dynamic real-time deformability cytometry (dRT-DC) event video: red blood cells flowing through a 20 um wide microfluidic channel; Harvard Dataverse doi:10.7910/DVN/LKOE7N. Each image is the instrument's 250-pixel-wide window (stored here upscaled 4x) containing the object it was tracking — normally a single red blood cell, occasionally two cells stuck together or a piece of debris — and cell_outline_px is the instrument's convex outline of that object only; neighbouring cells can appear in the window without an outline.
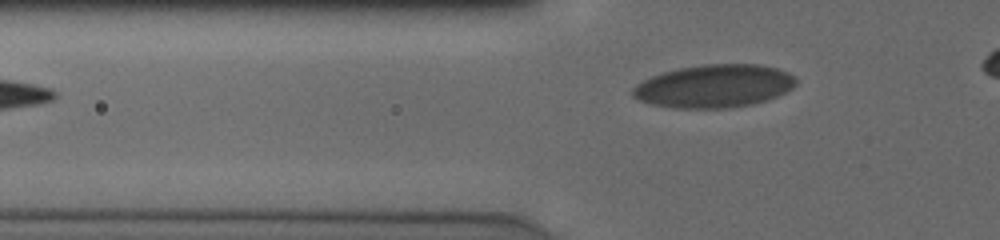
{"species": "human", "species_latin": "Homo sapiens", "temperature_condition": "cold", "stored_images_in_passage": 32, "camera_frame_rate_fps": 3000, "um_per_image_px": 0.085, "donor": {"sex": "male"}, "frame": {"image": 1, "passage_image": 4, "time_ms": 1.0, "image_size_px": [1000, 240], "cell_outline_px": [[796, 84], [792, 88], [776, 96], [752, 104], [728, 108], [676, 108], [652, 104], [640, 100], [632, 96], [632, 88], [636, 84], [652, 76], [664, 72], [680, 68], [704, 64], [756, 64], [776, 68], [788, 72], [796, 80]], "centroid_in_image_um": [60.69, 7.32], "position_along_channel_um": 65.1, "area_um2": 40.58}}
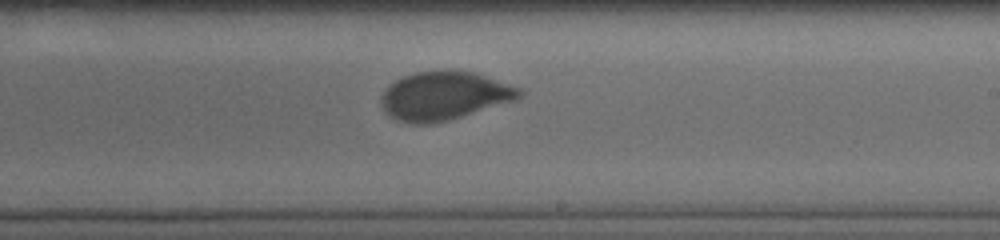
{"frame": {"image": 2, "passage_image": 19, "time_ms": 6.0, "image_size_px": [1000, 240], "cell_outline_px": [[524, 92], [520, 96], [512, 100], [448, 120], [432, 124], [412, 124], [396, 120], [384, 108], [380, 100], [380, 96], [396, 80], [404, 76], [416, 72], [444, 68], [448, 68], [472, 72], [520, 88]], "centroid_in_image_um": [37.72, 8.12], "position_along_channel_um": 251.3, "area_um2": 38.55}}
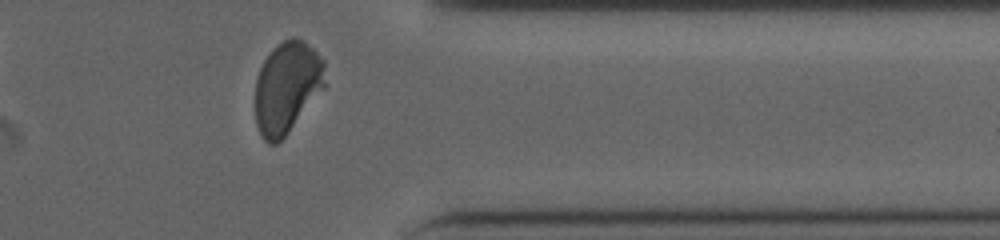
{"frame": {"image": 3, "passage_image": 30, "time_ms": 9.667, "image_size_px": [1000, 240], "cell_outline_px": [[328, 84], [288, 132], [276, 144], [268, 144], [264, 140], [256, 124], [256, 80], [260, 68], [264, 60], [272, 48], [276, 44], [292, 36], [304, 40], [324, 60]], "centroid_in_image_um": [24.43, 7.39], "position_along_channel_um": 387.0, "area_um2": 37.57}, "authors_computed_cell_mechanics": {"area_um2": 39.2462, "velocity_mm_per_s": 3.8617, "shape_relaxation_time_tau1_ms": 4.6723, "shape_relaxation_time_tau2_ms": null, "deformation_change_tau1": 0.1362, "deformation_change_tau2": null}}